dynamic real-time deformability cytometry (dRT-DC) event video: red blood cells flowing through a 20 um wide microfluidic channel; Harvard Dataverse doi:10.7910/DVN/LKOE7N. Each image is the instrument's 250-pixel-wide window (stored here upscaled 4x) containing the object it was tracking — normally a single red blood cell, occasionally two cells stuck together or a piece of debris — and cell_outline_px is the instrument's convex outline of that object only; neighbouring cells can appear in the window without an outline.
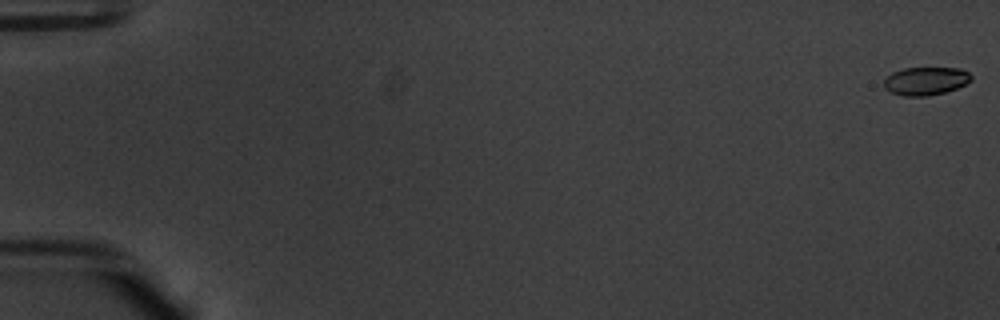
{"species": "common noctule bat (a hibernating species)", "species_latin": "Nyctalus noctula", "temperature_condition": "warm", "stored_images_in_passage": 55, "camera_frame_rate_fps": 3000, "um_per_image_px": 0.085, "animal": {"sex": "male", "body_mass_g": 20.1, "forearm_length_mm": 53.5}, "frame": {"image": 1, "passage_image": 1, "time_ms": 0.0, "image_size_px": [1000, 320], "cell_outline_px": [[972, 80], [956, 88], [944, 92], [928, 96], [904, 96], [888, 92], [884, 88], [884, 80], [892, 72], [904, 68], [960, 68], [968, 72], [972, 76]], "centroid_in_image_um": [78.66, 6.89], "position_along_channel_um": 6.3, "area_um2": 14.33}}
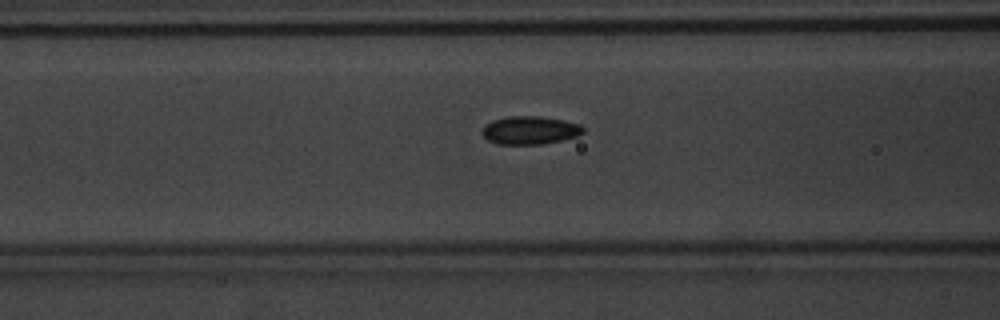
{"frame": {"image": 2, "passage_image": 24, "time_ms": 7.667, "image_size_px": [1000, 320], "cell_outline_px": [[584, 132], [576, 136], [564, 140], [544, 144], [496, 144], [488, 140], [480, 132], [484, 124], [492, 120], [508, 116], [540, 116], [580, 124], [584, 128]], "centroid_in_image_um": [45.01, 11.07], "position_along_channel_um": 121.6, "area_um2": 16.7}}
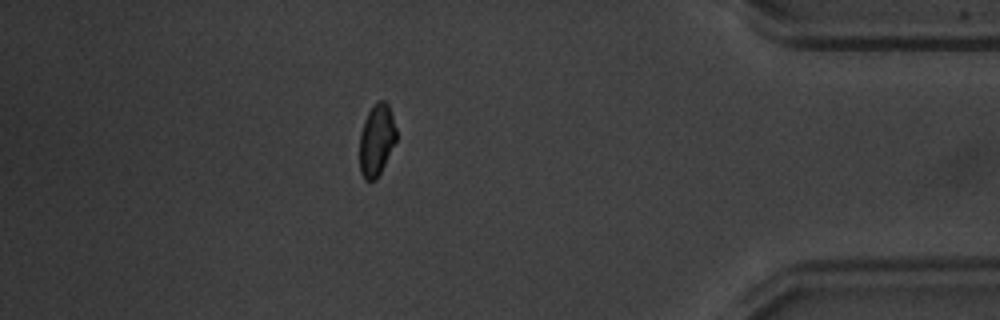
{"frame": {"image": 3, "passage_image": 49, "time_ms": 16.0, "image_size_px": [1000, 320], "cell_outline_px": [[396, 140], [376, 180], [364, 180], [360, 172], [360, 132], [364, 120], [368, 112], [376, 100], [384, 100], [388, 104], [396, 128]], "centroid_in_image_um": [31.99, 11.88], "position_along_channel_um": 403.2, "area_um2": 15.26}, "authors_computed_cell_mechanics": {"area_um2": 15.6638, "velocity_mm_per_s": 3.8024, "shape_relaxation_time_tau1_ms": 2.9011, "shape_relaxation_time_tau2_ms": 3.3507, "deformation_change_tau1": 0.106, "deformation_change_tau2": 0.0633}}